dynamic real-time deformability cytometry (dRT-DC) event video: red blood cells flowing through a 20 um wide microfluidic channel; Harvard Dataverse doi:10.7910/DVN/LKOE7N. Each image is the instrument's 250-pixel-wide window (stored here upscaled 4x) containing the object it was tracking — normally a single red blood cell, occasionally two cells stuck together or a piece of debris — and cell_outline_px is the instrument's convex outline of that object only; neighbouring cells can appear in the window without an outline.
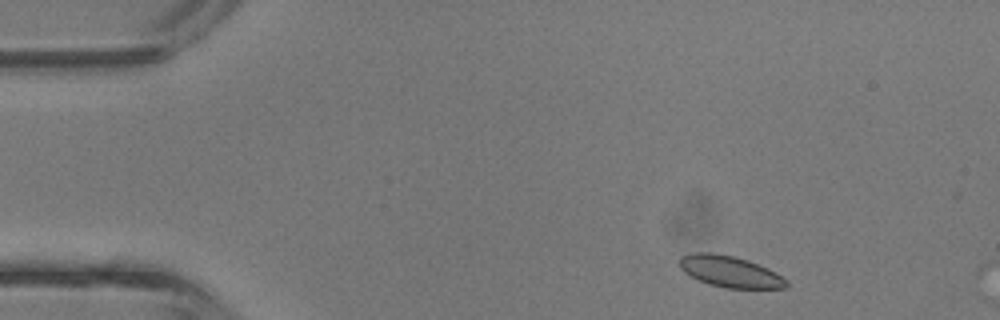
{"species": "common noctule bat (a hibernating species)", "species_latin": "Nyctalus noctula", "temperature_condition": "room temperature", "stored_images_in_passage": 2, "camera_frame_rate_fps": 3000, "um_per_image_px": 0.085, "animal": {"sex": "male", "body_mass_g": 13.3}, "frame": {"image": 1, "passage_image": 1, "time_ms": 0.0, "image_size_px": [1000, 320], "cell_outline_px": [[788, 288], [728, 288], [708, 284], [684, 272], [680, 268], [680, 256], [692, 252], [712, 252], [732, 256], [748, 260], [768, 268], [776, 272], [788, 280]], "centroid_in_image_um": [62.07, 23.08], "position_along_channel_um": 22.9, "area_um2": 19.54}}